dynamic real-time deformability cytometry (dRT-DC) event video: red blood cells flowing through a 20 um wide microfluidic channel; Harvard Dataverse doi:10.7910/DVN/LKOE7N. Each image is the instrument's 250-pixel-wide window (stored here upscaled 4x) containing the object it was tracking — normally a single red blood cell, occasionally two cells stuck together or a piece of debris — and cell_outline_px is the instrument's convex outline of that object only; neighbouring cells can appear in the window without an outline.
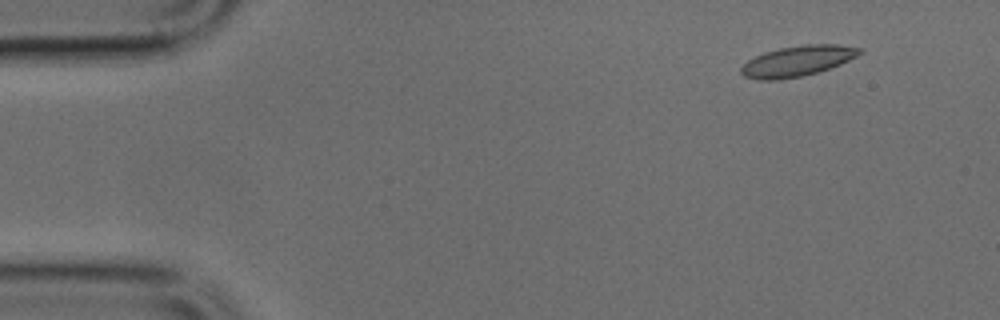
{"species": "common noctule bat (a hibernating species)", "species_latin": "Nyctalus noctula", "temperature_condition": "cold", "stored_images_in_passage": 6, "camera_frame_rate_fps": 3000, "um_per_image_px": 0.085, "animal": {"sex": "male", "body_mass_g": 17.9, "forearm_length_mm": 54.2}, "frame": {"image": 1, "passage_image": 1, "time_ms": 0.0, "image_size_px": [1000, 320], "cell_outline_px": [[864, 52], [840, 64], [816, 72], [800, 76], [776, 80], [760, 80], [744, 76], [740, 72], [740, 68], [748, 60], [764, 52], [780, 48], [804, 44], [836, 44], [864, 48]], "centroid_in_image_um": [67.79, 5.17], "position_along_channel_um": 17.2, "area_um2": 20.92}}
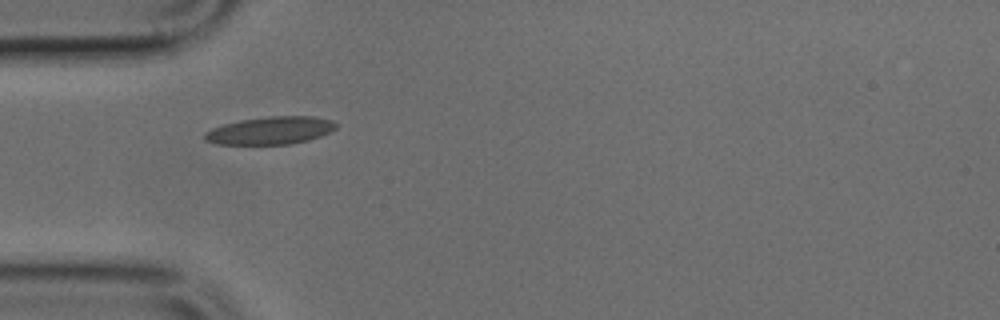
{"frame": {"image": 2, "passage_image": 3, "time_ms": 0.667, "image_size_px": [1000, 320], "cell_outline_px": [[336, 128], [320, 136], [308, 140], [288, 144], [216, 144], [204, 140], [204, 132], [212, 128], [224, 124], [240, 120], [272, 116], [312, 116], [332, 120], [336, 124]], "centroid_in_image_um": [22.96, 11.09], "position_along_channel_um": 62.0, "area_um2": 21.04}}
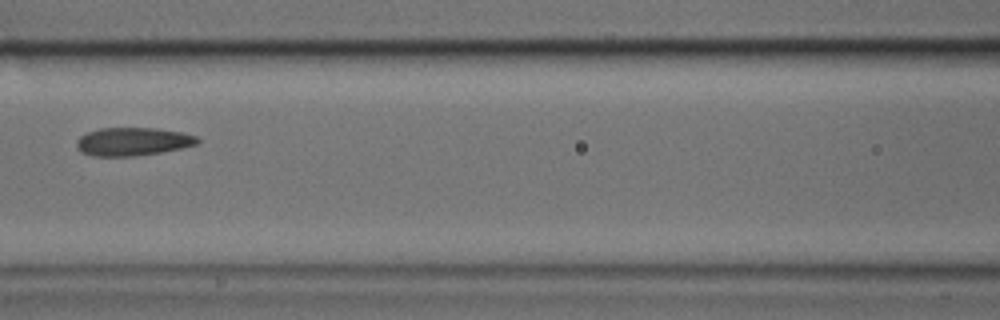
{"frame": {"image": 3, "passage_image": 5, "time_ms": 1.333, "image_size_px": [1000, 320], "cell_outline_px": [[200, 140], [196, 144], [180, 148], [160, 152], [136, 156], [92, 156], [80, 152], [76, 148], [76, 140], [80, 136], [88, 132], [100, 128], [156, 128], [184, 132], [196, 136]], "centroid_in_image_um": [11.25, 12.03], "position_along_channel_um": 155.3, "area_um2": 19.94}}